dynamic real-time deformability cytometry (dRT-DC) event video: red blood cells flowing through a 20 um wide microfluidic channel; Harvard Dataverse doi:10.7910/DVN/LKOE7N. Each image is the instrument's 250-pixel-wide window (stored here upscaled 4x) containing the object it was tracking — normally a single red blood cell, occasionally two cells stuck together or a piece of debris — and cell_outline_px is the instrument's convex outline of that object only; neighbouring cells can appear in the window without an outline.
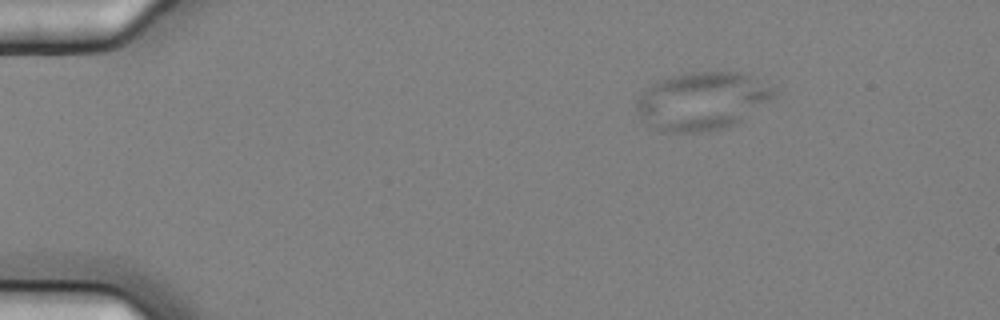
{"species": "common noctule bat (a hibernating species)", "species_latin": "Nyctalus noctula", "temperature_condition": "cold", "stored_images_in_passage": 5, "segment_of_instrument_passage": [2, 2], "camera_frame_rate_fps": 3000, "um_per_image_px": 0.085, "animal": {"sex": "female", "body_mass_g": 25.1}, "frame": {"image": 1, "passage_image": 5, "time_ms": 1.333, "image_size_px": [1000, 320], "cell_outline_px": [[776, 96], [736, 124], [708, 132], [660, 132], [636, 112], [636, 100], [656, 80], [688, 72], [740, 72], [752, 76], [772, 84], [776, 92]], "centroid_in_image_um": [59.71, 8.58], "position_along_channel_um": 25.3, "area_um2": 46.47}}